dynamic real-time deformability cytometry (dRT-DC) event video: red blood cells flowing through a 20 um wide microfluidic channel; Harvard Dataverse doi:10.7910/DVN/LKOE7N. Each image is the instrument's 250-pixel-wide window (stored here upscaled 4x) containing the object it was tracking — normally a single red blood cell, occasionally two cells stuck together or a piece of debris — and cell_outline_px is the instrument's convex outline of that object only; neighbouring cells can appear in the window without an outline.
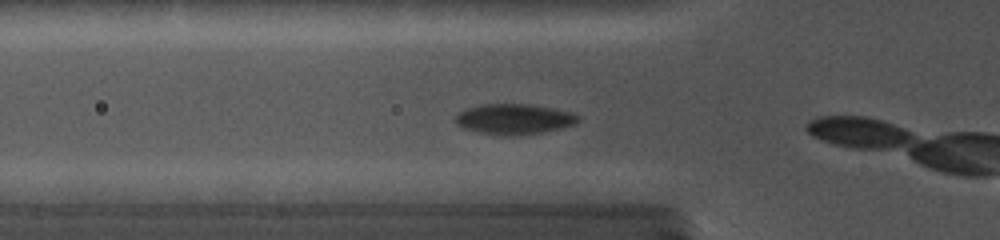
{"species": "common noctule bat (a hibernating species)", "species_latin": "Nyctalus noctula", "temperature_condition": "cold", "stored_images_in_passage": 3, "camera_frame_rate_fps": 5000, "um_per_image_px": 0.085, "animal": {"sex": "female", "body_mass_g": 19.0, "forearm_length_mm": 56.7}, "frame": {"image": 1, "passage_image": 2, "time_ms": 0.6, "image_size_px": [1000, 240], "cell_outline_px": [[580, 120], [576, 124], [560, 128], [540, 132], [516, 136], [500, 136], [480, 132], [464, 128], [456, 124], [452, 120], [460, 112], [468, 108], [484, 104], [528, 104], [552, 108], [572, 112], [580, 116]], "centroid_in_image_um": [43.7, 10.13], "position_along_channel_um": 82.1, "area_um2": 21.79}}